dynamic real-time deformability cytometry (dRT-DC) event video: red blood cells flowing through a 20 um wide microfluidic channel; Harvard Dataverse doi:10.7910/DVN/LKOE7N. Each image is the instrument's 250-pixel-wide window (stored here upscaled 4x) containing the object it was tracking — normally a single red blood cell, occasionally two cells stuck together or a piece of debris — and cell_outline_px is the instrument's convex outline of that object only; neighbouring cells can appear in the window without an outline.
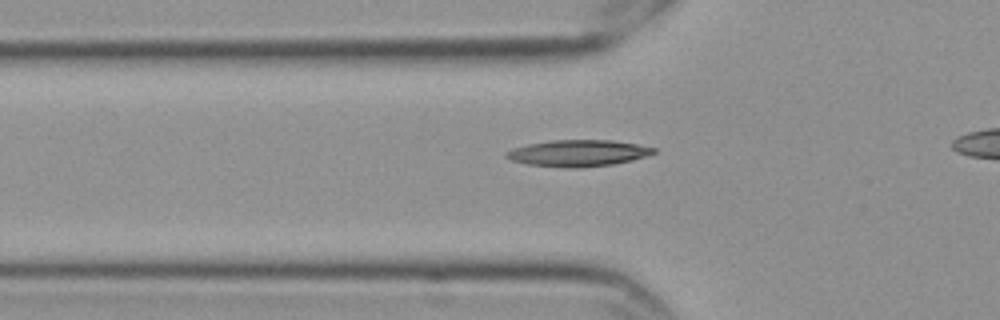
{"species": "Egyptian fruit bat (a non-hibernating species)", "species_latin": "Rousettus aegyptiacus", "temperature_condition": "cold", "stored_images_in_passage": 35, "camera_frame_rate_fps": 3000, "um_per_image_px": 0.085, "frame": {"image": 1, "passage_image": 5, "time_ms": 1.333, "image_size_px": [1000, 320], "cell_outline_px": [[656, 152], [632, 160], [612, 164], [580, 168], [564, 168], [528, 164], [512, 160], [504, 156], [504, 152], [512, 148], [528, 144], [552, 140], [612, 140], [636, 144], [656, 148]], "centroid_in_image_um": [49.1, 13.02], "position_along_channel_um": 76.7, "area_um2": 22.72}}
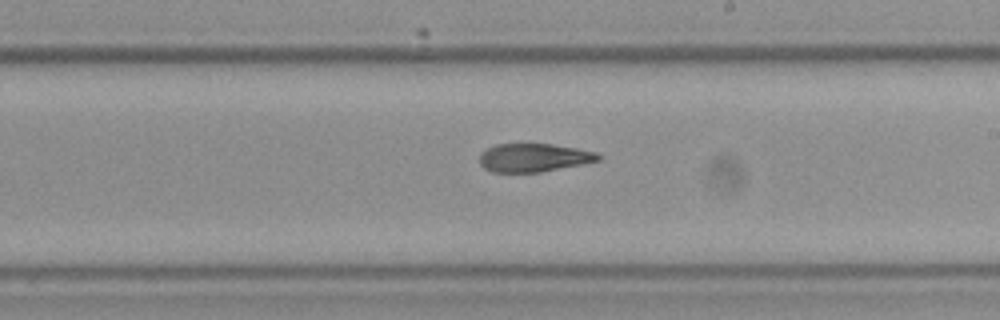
{"frame": {"image": 2, "passage_image": 19, "time_ms": 6.0, "image_size_px": [1000, 320], "cell_outline_px": [[600, 160], [540, 172], [492, 172], [484, 168], [480, 164], [480, 152], [496, 144], [552, 144], [576, 148], [596, 152], [600, 156]], "centroid_in_image_um": [45.33, 13.4], "position_along_channel_um": 243.7, "area_um2": 19.42}}
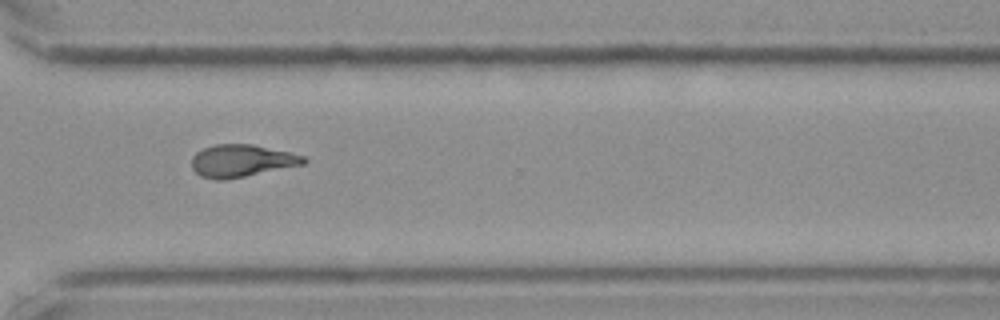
{"frame": {"image": 3, "passage_image": 28, "time_ms": 9.0, "image_size_px": [1000, 320], "cell_outline_px": [[308, 160], [304, 164], [224, 180], [216, 180], [200, 176], [192, 168], [192, 156], [196, 152], [204, 148], [216, 144], [252, 144], [288, 152], [304, 156]], "centroid_in_image_um": [20.51, 13.66], "position_along_channel_um": 350.1, "area_um2": 20.92}}